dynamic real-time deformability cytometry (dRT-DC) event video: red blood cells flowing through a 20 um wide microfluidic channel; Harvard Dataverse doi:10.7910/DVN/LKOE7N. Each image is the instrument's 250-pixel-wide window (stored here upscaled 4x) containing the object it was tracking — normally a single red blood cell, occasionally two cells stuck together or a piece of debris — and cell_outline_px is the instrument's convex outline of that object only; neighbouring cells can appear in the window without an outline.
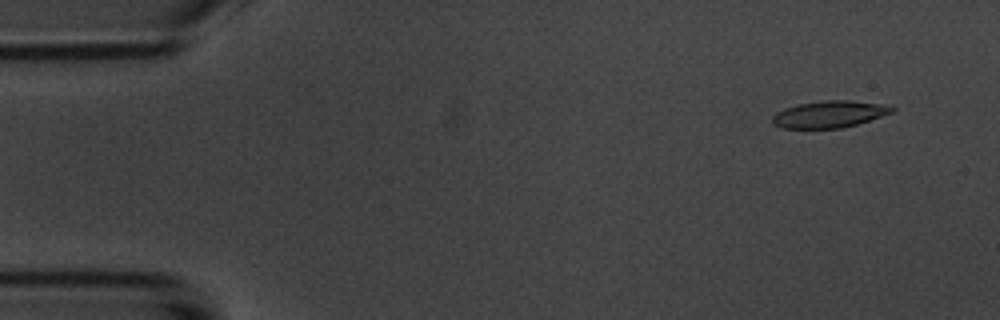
{"species": "common noctule bat (a hibernating species)", "species_latin": "Nyctalus noctula", "temperature_condition": "room temperature", "stored_images_in_passage": 3, "camera_frame_rate_fps": 3000, "um_per_image_px": 0.085, "animal": {"sex": "male", "body_mass_g": 20.1, "forearm_length_mm": 53.5}, "frame": {"image": 1, "passage_image": 1, "time_ms": 0.0, "image_size_px": [1000, 320], "cell_outline_px": [[896, 112], [856, 124], [840, 128], [784, 128], [776, 124], [772, 120], [772, 116], [784, 108], [800, 104], [820, 100], [848, 100], [880, 104], [896, 108]], "centroid_in_image_um": [70.53, 9.7], "position_along_channel_um": 14.5, "area_um2": 18.5}}